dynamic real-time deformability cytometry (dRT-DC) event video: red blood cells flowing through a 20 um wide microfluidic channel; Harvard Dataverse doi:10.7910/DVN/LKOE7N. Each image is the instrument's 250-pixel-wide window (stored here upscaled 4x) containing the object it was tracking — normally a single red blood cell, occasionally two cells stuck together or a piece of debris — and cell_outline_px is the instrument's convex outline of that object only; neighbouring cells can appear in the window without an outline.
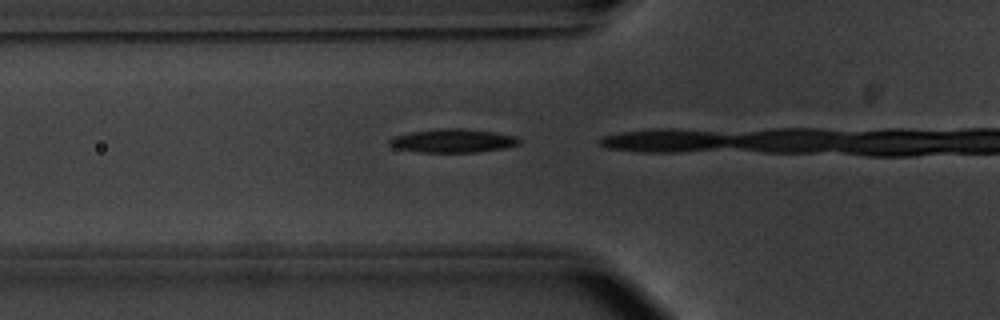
{"species": "common noctule bat (a hibernating species)", "species_latin": "Nyctalus noctula", "temperature_condition": "warm", "stored_images_in_passage": 3, "camera_frame_rate_fps": 3000, "um_per_image_px": 0.085, "animal": {"sex": "male", "body_mass_g": 20.1, "forearm_length_mm": 53.5}, "frame": {"image": 1, "passage_image": 2, "time_ms": 0.333, "image_size_px": [1000, 320], "cell_outline_px": [[524, 140], [520, 144], [504, 148], [476, 152], [420, 152], [392, 148], [388, 144], [388, 140], [392, 136], [412, 132], [440, 128], [460, 128], [492, 132], [516, 136]], "centroid_in_image_um": [38.48, 11.97], "position_along_channel_um": 87.3, "area_um2": 17.98}}